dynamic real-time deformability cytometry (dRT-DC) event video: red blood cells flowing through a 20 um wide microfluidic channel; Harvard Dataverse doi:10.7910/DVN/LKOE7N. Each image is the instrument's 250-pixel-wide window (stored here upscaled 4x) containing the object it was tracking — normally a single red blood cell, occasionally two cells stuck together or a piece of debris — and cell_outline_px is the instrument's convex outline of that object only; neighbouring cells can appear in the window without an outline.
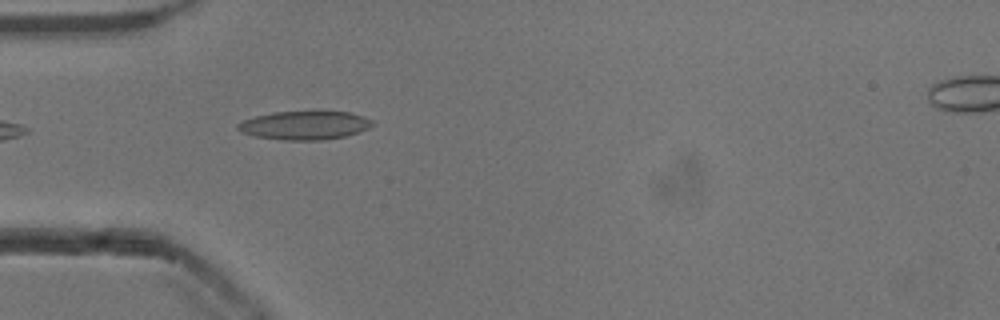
{"species": "common noctule bat (a hibernating species)", "species_latin": "Nyctalus noctula", "temperature_condition": "cold", "stored_images_in_passage": 11, "camera_frame_rate_fps": 3000, "um_per_image_px": 0.085, "animal": {"sex": "male", "body_mass_g": 13.3}, "frame": {"image": 1, "passage_image": 1, "time_ms": 0.0, "image_size_px": [1000, 320], "cell_outline_px": [[376, 124], [368, 128], [344, 136], [320, 140], [280, 140], [252, 136], [240, 132], [236, 128], [236, 124], [244, 120], [256, 116], [272, 112], [316, 108], [348, 112], [364, 116], [376, 120]], "centroid_in_image_um": [25.91, 10.6], "position_along_channel_um": 59.1, "area_um2": 23.58}}
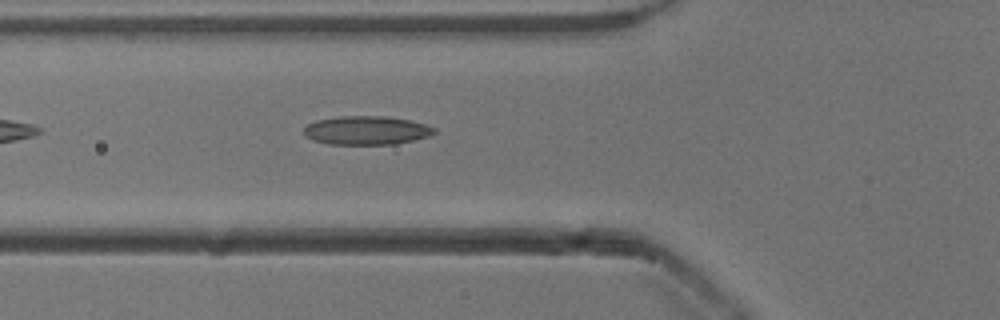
{"frame": {"image": 2, "passage_image": 4, "time_ms": 1.0, "image_size_px": [1000, 320], "cell_outline_px": [[436, 132], [428, 136], [396, 144], [328, 144], [312, 140], [304, 136], [304, 128], [308, 124], [316, 120], [336, 116], [380, 116], [408, 120], [424, 124], [436, 128]], "centroid_in_image_um": [31.1, 11.08], "position_along_channel_um": 94.7, "area_um2": 21.73}}
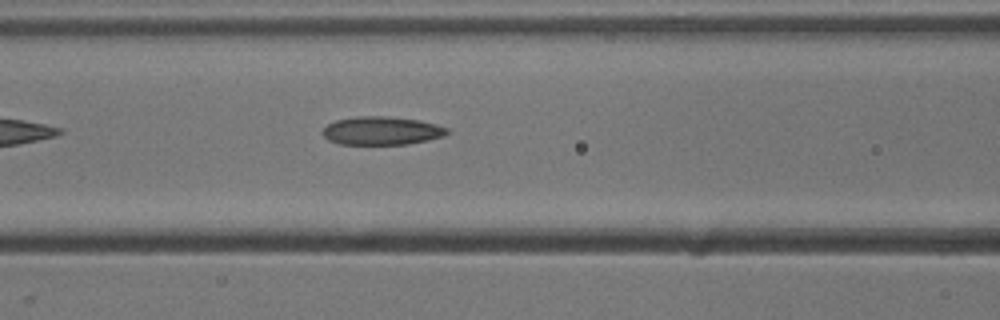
{"frame": {"image": 3, "passage_image": 7, "time_ms": 2.0, "image_size_px": [1000, 320], "cell_outline_px": [[452, 132], [444, 136], [428, 140], [408, 144], [340, 144], [328, 140], [320, 132], [328, 124], [336, 120], [356, 116], [388, 116], [420, 120], [436, 124], [448, 128]], "centroid_in_image_um": [32.47, 11.11], "position_along_channel_um": 134.1, "area_um2": 20.75}}